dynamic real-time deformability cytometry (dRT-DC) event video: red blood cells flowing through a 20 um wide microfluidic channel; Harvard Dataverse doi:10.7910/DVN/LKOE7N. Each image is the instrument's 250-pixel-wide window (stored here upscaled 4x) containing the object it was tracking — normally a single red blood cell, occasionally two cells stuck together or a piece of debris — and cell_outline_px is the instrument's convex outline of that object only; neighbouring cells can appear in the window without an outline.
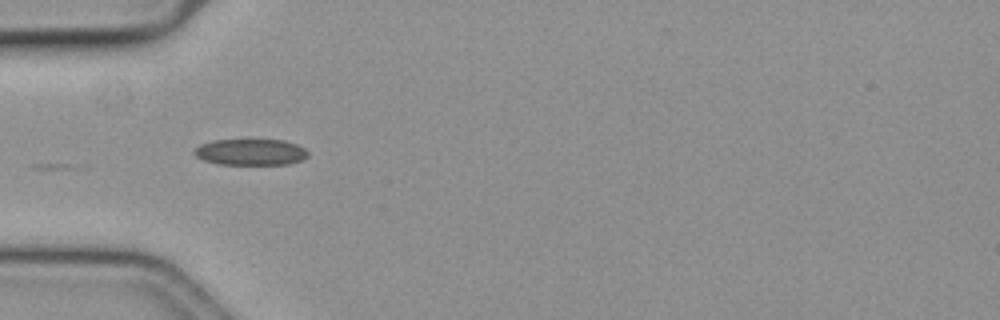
{"species": "common noctule bat (a hibernating species)", "species_latin": "Nyctalus noctula", "temperature_condition": "cold", "stored_images_in_passage": 10, "camera_frame_rate_fps": 3000, "um_per_image_px": 0.085, "animal": {"sex": "female", "body_mass_g": 19.3, "forearm_length_mm": 54.1}, "frame": {"image": 1, "passage_image": 1, "time_ms": 0.0, "image_size_px": [1000, 320], "cell_outline_px": [[308, 156], [300, 160], [288, 164], [220, 164], [204, 160], [196, 156], [192, 152], [200, 144], [212, 140], [284, 140], [296, 144], [304, 148], [308, 152]], "centroid_in_image_um": [21.29, 12.92], "position_along_channel_um": 63.7, "area_um2": 17.28}}
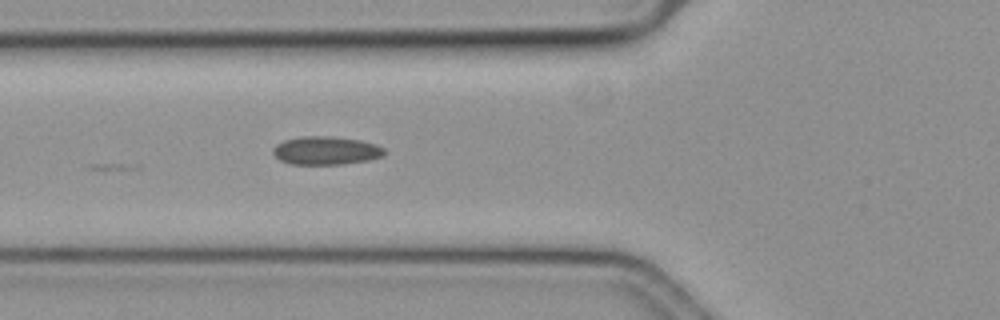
{"frame": {"image": 2, "passage_image": 4, "time_ms": 1.0, "image_size_px": [1000, 320], "cell_outline_px": [[384, 152], [380, 156], [368, 160], [340, 164], [292, 164], [280, 160], [272, 152], [272, 148], [276, 144], [284, 140], [300, 136], [332, 136], [360, 140], [376, 144], [384, 148]], "centroid_in_image_um": [27.66, 12.78], "position_along_channel_um": 98.1, "area_um2": 18.26}}
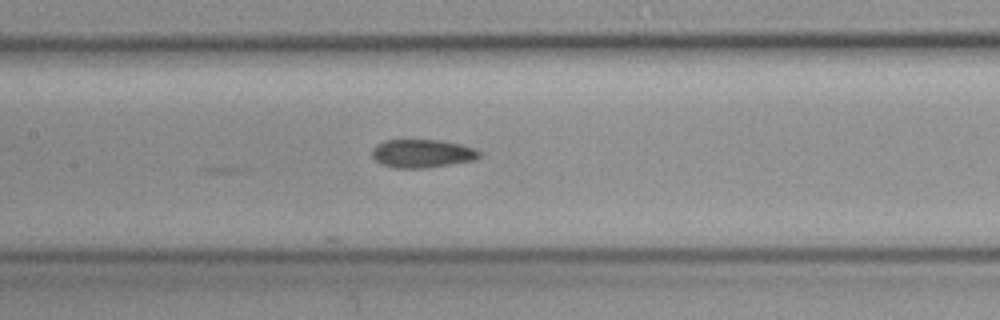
{"frame": {"image": 3, "passage_image": 10, "time_ms": 3.0, "image_size_px": [1000, 320], "cell_outline_px": [[480, 156], [476, 160], [424, 168], [392, 168], [380, 164], [372, 156], [372, 148], [376, 144], [384, 140], [440, 140], [460, 144], [472, 148], [480, 152]], "centroid_in_image_um": [35.84, 13.05], "position_along_channel_um": 171.6, "area_um2": 17.74}}